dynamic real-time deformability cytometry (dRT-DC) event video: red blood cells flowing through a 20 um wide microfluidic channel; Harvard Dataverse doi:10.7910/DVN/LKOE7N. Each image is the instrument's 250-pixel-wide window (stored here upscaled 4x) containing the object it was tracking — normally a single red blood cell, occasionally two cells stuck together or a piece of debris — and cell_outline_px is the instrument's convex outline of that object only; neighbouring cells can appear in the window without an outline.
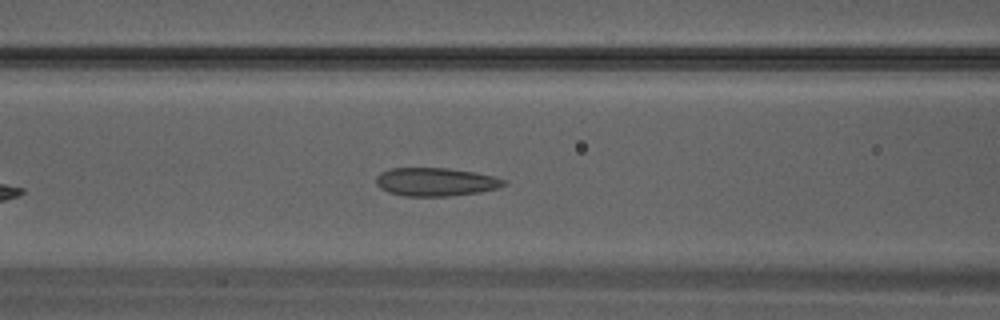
{"species": "Egyptian fruit bat (a non-hibernating species)", "species_latin": "Rousettus aegyptiacus", "temperature_condition": "warm", "stored_images_in_passage": 24, "camera_frame_rate_fps": 3000, "um_per_image_px": 0.085, "animal": {"sex": "male"}, "frame": {"image": 1, "passage_image": 6, "time_ms": 1.667, "image_size_px": [1000, 320], "cell_outline_px": [[508, 184], [496, 188], [480, 192], [448, 196], [404, 196], [388, 192], [380, 188], [376, 184], [376, 176], [380, 172], [388, 168], [448, 168], [496, 176], [508, 180]], "centroid_in_image_um": [37.03, 15.46], "position_along_channel_um": 129.6, "area_um2": 21.27}}
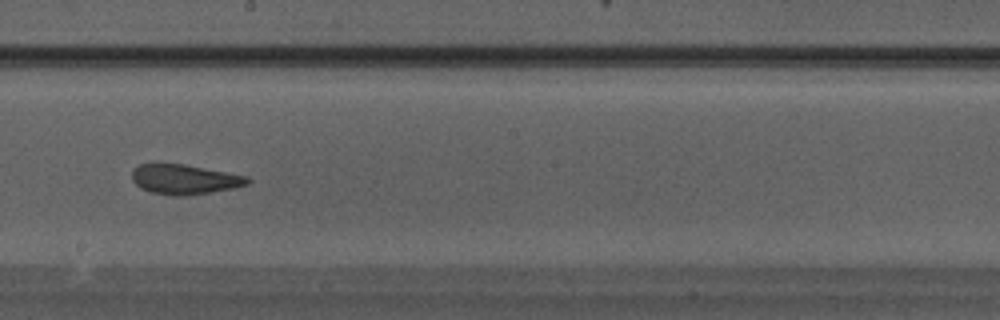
{"frame": {"image": 2, "passage_image": 11, "time_ms": 3.333, "image_size_px": [1000, 320], "cell_outline_px": [[252, 180], [248, 184], [232, 188], [184, 196], [176, 196], [152, 192], [140, 188], [132, 180], [132, 172], [140, 164], [184, 164], [248, 176]], "centroid_in_image_um": [15.7, 15.24], "position_along_channel_um": 232.5, "area_um2": 19.83}}
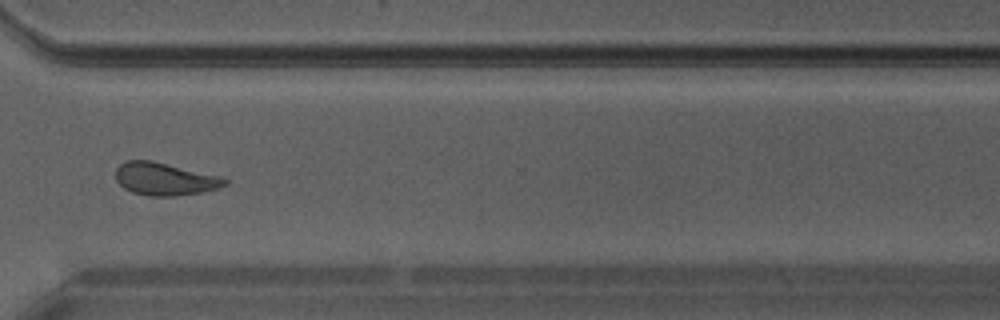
{"frame": {"image": 3, "passage_image": 17, "time_ms": 5.333, "image_size_px": [1000, 320], "cell_outline_px": [[228, 184], [204, 192], [176, 196], [148, 196], [132, 192], [124, 188], [116, 180], [116, 168], [124, 160], [152, 160], [220, 176], [228, 180]], "centroid_in_image_um": [13.99, 15.21], "position_along_channel_um": 356.6, "area_um2": 20.87}}